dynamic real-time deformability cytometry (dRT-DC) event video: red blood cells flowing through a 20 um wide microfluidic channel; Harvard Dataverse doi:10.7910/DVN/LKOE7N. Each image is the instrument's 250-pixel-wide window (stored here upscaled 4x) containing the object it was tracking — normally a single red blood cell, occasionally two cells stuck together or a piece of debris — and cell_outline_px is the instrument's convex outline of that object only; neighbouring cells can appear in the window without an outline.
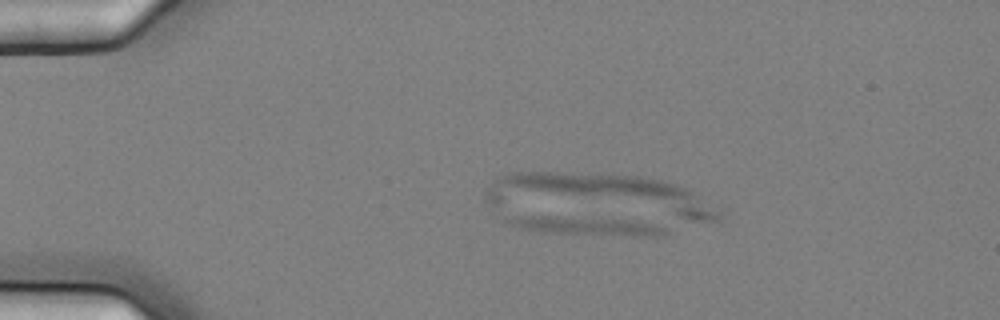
{"species": "common noctule bat (a hibernating species)", "species_latin": "Nyctalus noctula", "temperature_condition": "cold", "stored_images_in_passage": 5, "camera_frame_rate_fps": 3000, "um_per_image_px": 0.085, "animal": {"sex": "female", "body_mass_g": 25.1}, "frame": {"image": 1, "passage_image": 4, "time_ms": 1.0, "image_size_px": [1000, 320], "cell_outline_px": [[668, 232], [664, 236], [632, 236], [544, 232], [524, 228], [512, 224], [504, 220], [504, 216], [552, 216], [628, 220], [668, 224]], "centroid_in_image_um": [50.06, 19.2], "position_along_channel_um": 34.9, "area_um2": 16.99}}